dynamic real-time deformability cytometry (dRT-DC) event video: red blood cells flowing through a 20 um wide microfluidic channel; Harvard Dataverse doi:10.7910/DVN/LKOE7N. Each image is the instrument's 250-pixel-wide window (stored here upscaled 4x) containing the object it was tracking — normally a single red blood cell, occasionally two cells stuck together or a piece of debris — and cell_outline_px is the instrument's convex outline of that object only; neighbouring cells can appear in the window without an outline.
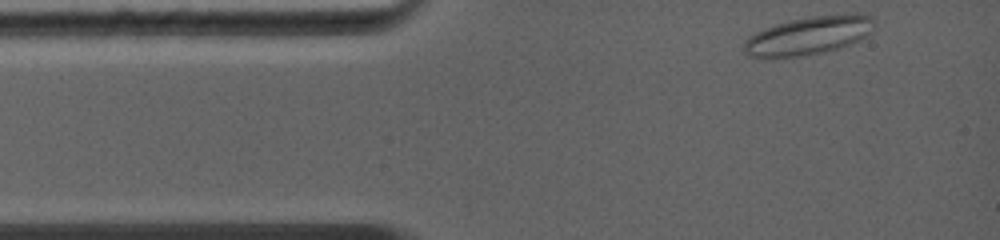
{"species": "common noctule bat (a hibernating species)", "species_latin": "Nyctalus noctula", "temperature_condition": "warm", "stored_images_in_passage": 26, "camera_frame_rate_fps": 5000, "um_per_image_px": 0.085, "animal": {"sex": "female", "body_mass_g": 19.0, "forearm_length_mm": 56.7}, "frame": {"image": 1, "passage_image": 1, "time_ms": 0.0, "image_size_px": [1000, 240], "cell_outline_px": [[876, 24], [872, 32], [848, 44], [836, 48], [820, 52], [800, 56], [748, 56], [744, 52], [744, 40], [748, 36], [764, 28], [776, 24], [792, 20], [812, 16], [856, 12], [872, 16], [876, 20]], "centroid_in_image_um": [68.78, 2.97], "position_along_channel_um": 16.2, "area_um2": 28.78}}
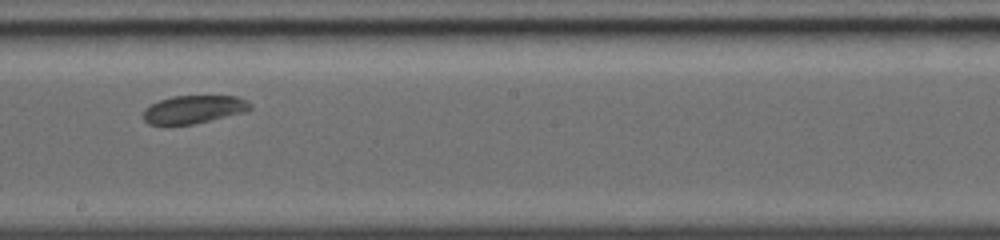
{"frame": {"image": 2, "passage_image": 16, "time_ms": 6.0, "image_size_px": [1000, 240], "cell_outline_px": [[252, 108], [248, 112], [192, 124], [148, 124], [144, 120], [144, 108], [160, 100], [172, 96], [240, 96], [248, 100], [252, 104]], "centroid_in_image_um": [16.54, 9.29], "position_along_channel_um": 231.7, "area_um2": 17.57}}
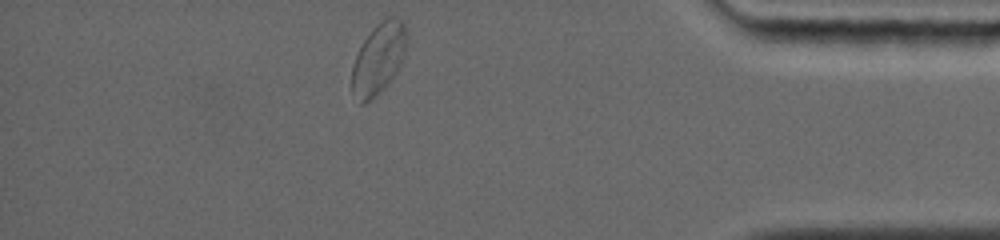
{"frame": {"image": 3, "passage_image": 26, "time_ms": 10.8, "image_size_px": [1000, 240], "cell_outline_px": [[408, 36], [404, 56], [396, 72], [384, 88], [364, 104], [360, 104], [352, 92], [352, 64], [364, 40], [372, 28], [384, 16], [396, 16], [404, 24]], "centroid_in_image_um": [32.18, 4.94], "position_along_channel_um": 403.0, "area_um2": 22.72}, "authors_computed_cell_mechanics": {"area_um2": 18.6116, "velocity_mm_per_s": 4.318, "shape_relaxation_time_tau1_ms": 1.0305, "shape_relaxation_time_tau2_ms": 2.8834, "deformation_change_tau1": 0.0552, "deformation_change_tau2": 0.0513}}